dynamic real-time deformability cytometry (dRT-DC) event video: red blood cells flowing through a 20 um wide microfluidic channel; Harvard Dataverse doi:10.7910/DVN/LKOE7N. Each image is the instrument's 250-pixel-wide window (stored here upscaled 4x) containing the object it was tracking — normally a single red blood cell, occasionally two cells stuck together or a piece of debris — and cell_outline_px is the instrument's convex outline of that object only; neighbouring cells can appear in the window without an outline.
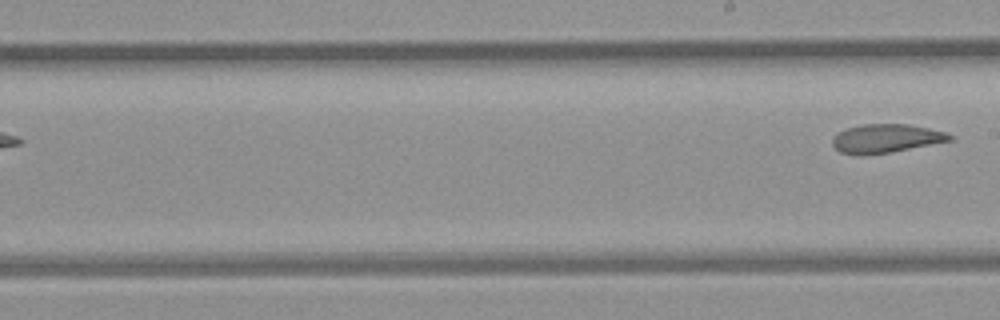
{"species": "common noctule bat (a hibernating species)", "species_latin": "Nyctalus noctula", "temperature_condition": "room temperature", "stored_images_in_passage": 6, "segment_of_instrument_passage": [2, 2], "camera_frame_rate_fps": 3000, "um_per_image_px": 0.085, "animal": {"sex": "female", "body_mass_g": 21.9}, "frame": {"image": 1, "passage_image": 6, "time_ms": 6.0, "image_size_px": [1000, 320], "cell_outline_px": [[956, 136], [952, 140], [888, 152], [860, 156], [840, 152], [832, 144], [832, 136], [848, 128], [860, 124], [908, 124], [928, 128], [944, 132]], "centroid_in_image_um": [75.28, 11.76], "position_along_channel_um": 213.7, "area_um2": 19.42}}